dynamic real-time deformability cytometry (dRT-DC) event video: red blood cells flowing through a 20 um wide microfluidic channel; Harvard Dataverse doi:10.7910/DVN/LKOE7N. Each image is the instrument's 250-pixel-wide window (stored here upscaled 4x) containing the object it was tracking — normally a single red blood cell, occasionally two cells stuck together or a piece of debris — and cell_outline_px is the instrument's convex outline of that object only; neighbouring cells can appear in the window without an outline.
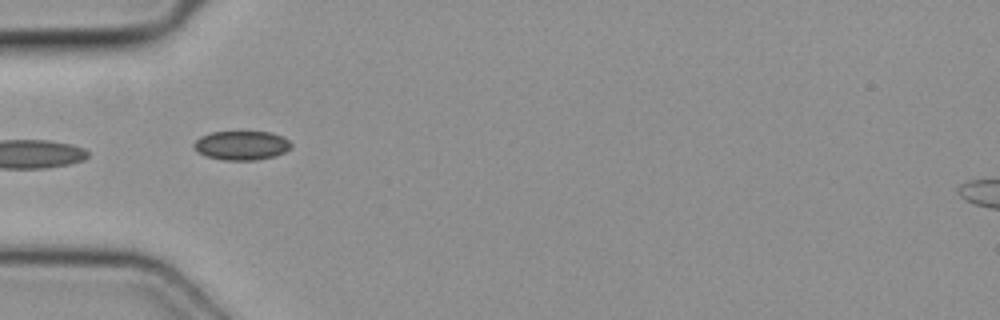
{"species": "common noctule bat (a hibernating species)", "species_latin": "Nyctalus noctula", "temperature_condition": "cold", "stored_images_in_passage": 6, "camera_frame_rate_fps": 3000, "um_per_image_px": 0.085, "animal": {"sex": "female", "body_mass_g": 19.3, "forearm_length_mm": 54.1}, "frame": {"image": 1, "passage_image": 4, "time_ms": 1.0, "image_size_px": [1000, 320], "cell_outline_px": [[292, 148], [276, 156], [256, 160], [224, 160], [208, 156], [200, 152], [192, 144], [200, 136], [208, 132], [272, 132], [284, 136], [292, 144]], "centroid_in_image_um": [20.58, 12.35], "position_along_channel_um": 64.4, "area_um2": 16.53}}
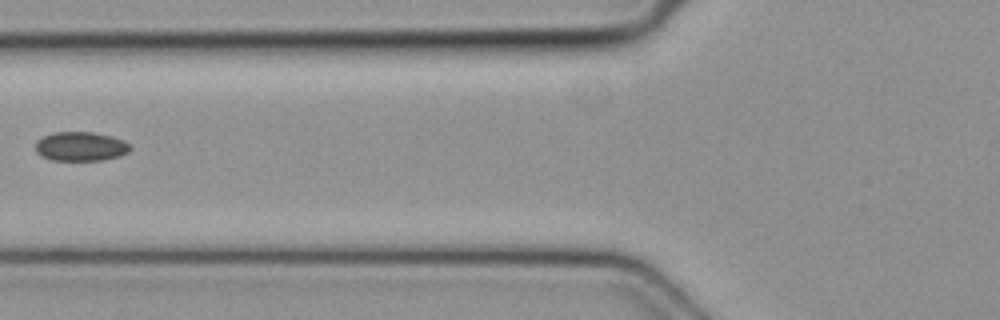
{"frame": {"image": 2, "passage_image": 5, "time_ms": 1.333, "image_size_px": [1000, 320], "cell_outline_px": [[132, 148], [128, 152], [120, 156], [104, 160], [52, 160], [40, 156], [36, 152], [36, 140], [44, 136], [56, 132], [92, 132], [112, 136], [124, 140]], "centroid_in_image_um": [6.86, 12.45], "position_along_channel_um": 118.9, "area_um2": 16.18}}
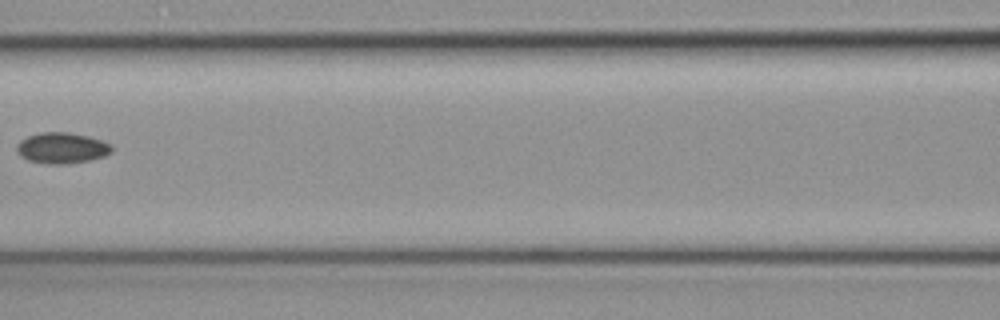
{"frame": {"image": 3, "passage_image": 6, "time_ms": 1.667, "image_size_px": [1000, 320], "cell_outline_px": [[112, 152], [104, 156], [88, 160], [68, 164], [52, 164], [28, 160], [20, 156], [16, 152], [16, 148], [20, 140], [28, 136], [44, 132], [68, 132], [88, 136], [112, 144]], "centroid_in_image_um": [5.26, 12.58], "position_along_channel_um": 161.3, "area_um2": 17.05}}